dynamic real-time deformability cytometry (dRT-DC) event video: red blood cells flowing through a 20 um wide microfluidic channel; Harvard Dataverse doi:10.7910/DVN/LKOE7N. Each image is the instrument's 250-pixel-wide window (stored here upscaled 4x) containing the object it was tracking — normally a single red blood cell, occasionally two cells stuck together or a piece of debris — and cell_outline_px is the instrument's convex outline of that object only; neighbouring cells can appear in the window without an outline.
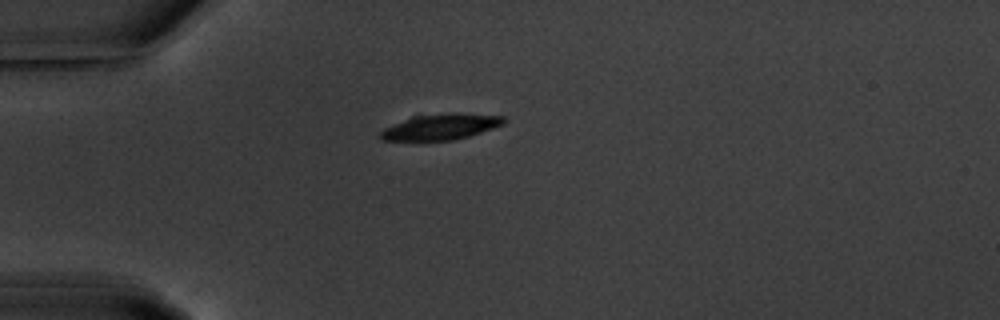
{"species": "common noctule bat (a hibernating species)", "species_latin": "Nyctalus noctula", "temperature_condition": "warm", "stored_images_in_passage": 6, "camera_frame_rate_fps": 3000, "um_per_image_px": 0.085, "animal": {"sex": "male", "body_mass_g": 20.1, "forearm_length_mm": 53.5}, "frame": {"image": 1, "passage_image": 1, "time_ms": 0.0, "image_size_px": [1000, 320], "cell_outline_px": [[508, 120], [504, 124], [468, 136], [452, 140], [424, 144], [416, 144], [384, 140], [380, 136], [380, 132], [384, 128], [404, 120], [416, 116], [452, 112], [456, 112], [504, 116]], "centroid_in_image_um": [37.42, 10.83], "position_along_channel_um": 47.6, "area_um2": 19.42}}
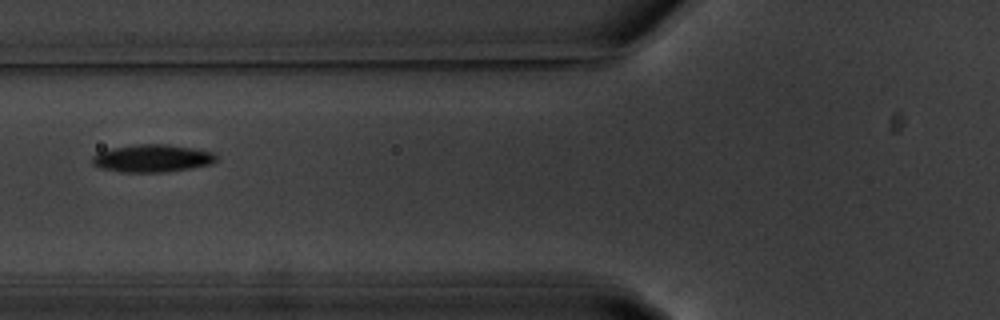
{"frame": {"image": 2, "passage_image": 3, "time_ms": 2.333, "image_size_px": [1000, 320], "cell_outline_px": [[216, 160], [212, 164], [188, 168], [160, 172], [120, 172], [100, 168], [92, 164], [92, 156], [100, 152], [112, 148], [140, 144], [168, 144], [192, 148], [212, 152], [216, 156]], "centroid_in_image_um": [12.91, 13.46], "position_along_channel_um": 112.9, "area_um2": 19.71}}
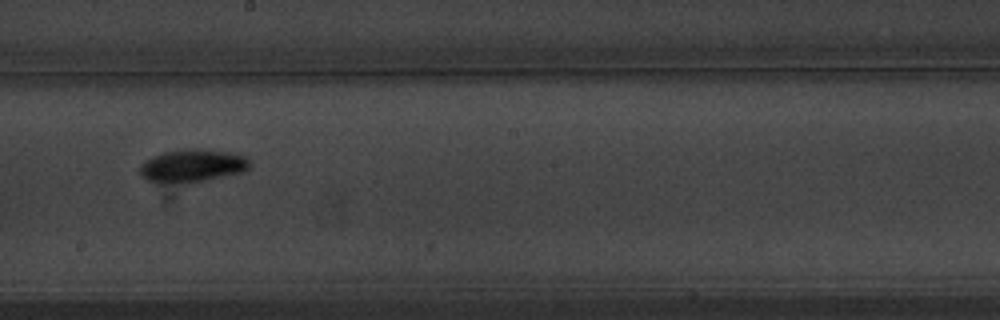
{"frame": {"image": 3, "passage_image": 6, "time_ms": 5.667, "image_size_px": [1000, 320], "cell_outline_px": [[252, 164], [244, 172], [204, 180], [148, 180], [140, 176], [140, 168], [152, 156], [164, 152], [188, 148], [192, 148], [236, 152], [248, 156], [252, 160]], "centroid_in_image_um": [16.51, 14.01], "position_along_channel_um": 231.7, "area_um2": 20.4}}